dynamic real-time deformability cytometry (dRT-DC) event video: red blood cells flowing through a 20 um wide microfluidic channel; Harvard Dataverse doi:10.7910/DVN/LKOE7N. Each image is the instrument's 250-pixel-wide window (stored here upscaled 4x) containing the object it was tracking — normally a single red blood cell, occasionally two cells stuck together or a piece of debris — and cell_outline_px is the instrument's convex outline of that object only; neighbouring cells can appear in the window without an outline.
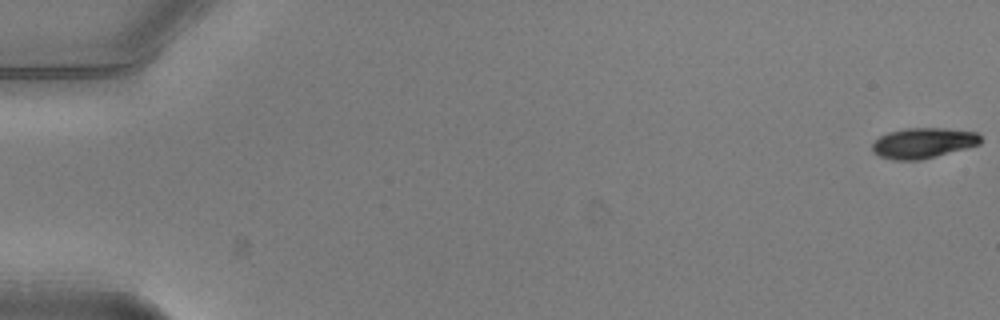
{"species": "common noctule bat (a hibernating species)", "species_latin": "Nyctalus noctula", "temperature_condition": "warm", "stored_images_in_passage": 52, "camera_frame_rate_fps": 3000, "um_per_image_px": 0.085, "animal": {"sex": "male", "body_mass_g": 20.5, "forearm_length_mm": 52.5}, "frame": {"image": 1, "passage_image": 1, "time_ms": 0.0, "image_size_px": [1000, 320], "cell_outline_px": [[980, 144], [968, 148], [920, 160], [892, 160], [880, 156], [872, 152], [872, 144], [880, 136], [888, 132], [904, 128], [944, 128], [976, 132], [980, 136]], "centroid_in_image_um": [78.45, 12.16], "position_along_channel_um": 6.5, "area_um2": 19.25}}
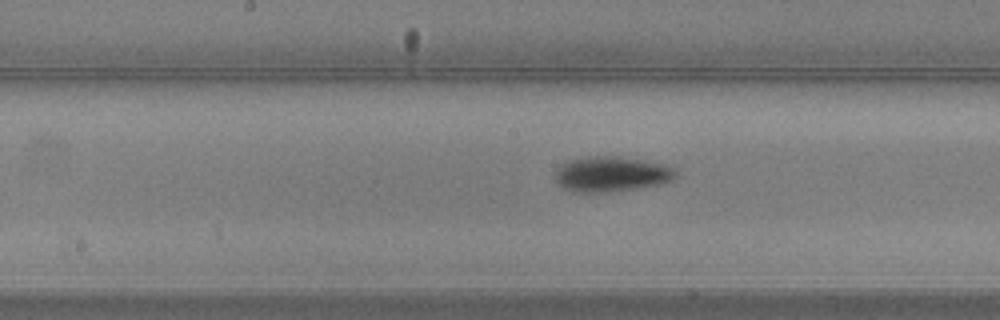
{"frame": {"image": 2, "passage_image": 28, "time_ms": 9.0, "image_size_px": [1000, 320], "cell_outline_px": [[680, 176], [672, 180], [660, 184], [640, 188], [612, 192], [572, 192], [556, 184], [552, 176], [556, 168], [568, 160], [592, 156], [620, 156], [644, 160], [664, 164], [672, 168]], "centroid_in_image_um": [51.93, 14.8], "position_along_channel_um": 196.3, "area_um2": 25.32}}
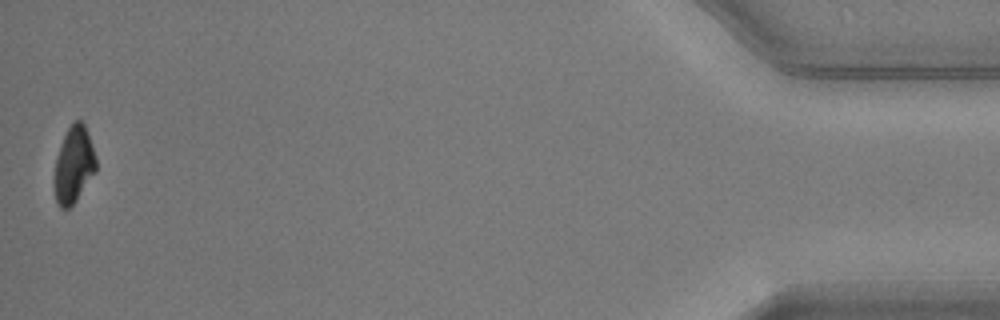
{"frame": {"image": 3, "passage_image": 52, "time_ms": 17.0, "image_size_px": [1000, 320], "cell_outline_px": [[96, 172], [76, 200], [68, 208], [60, 208], [56, 204], [56, 156], [64, 136], [68, 128], [76, 120], [80, 120], [84, 124], [96, 156]], "centroid_in_image_um": [6.3, 14.0], "position_along_channel_um": 428.9, "area_um2": 18.09}, "authors_computed_cell_mechanics": {"area_um2": 21.7906, "velocity_mm_per_s": 3.9973, "shape_relaxation_time_tau1_ms": 2.48, "shape_relaxation_time_tau2_ms": null, "deformation_change_tau1": 0.1516, "deformation_change_tau2": null}}